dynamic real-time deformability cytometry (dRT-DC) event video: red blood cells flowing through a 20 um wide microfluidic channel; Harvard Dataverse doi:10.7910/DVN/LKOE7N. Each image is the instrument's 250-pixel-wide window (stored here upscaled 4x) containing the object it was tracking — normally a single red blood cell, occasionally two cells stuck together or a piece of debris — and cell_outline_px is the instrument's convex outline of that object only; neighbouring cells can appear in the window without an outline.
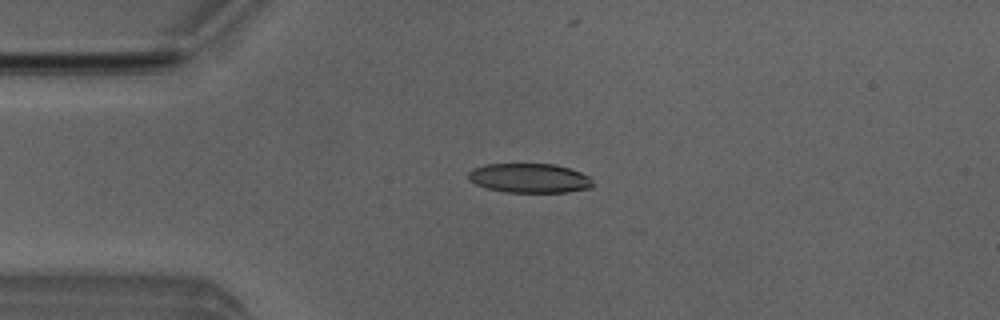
{"species": "Egyptian fruit bat (a non-hibernating species)", "species_latin": "Rousettus aegyptiacus", "temperature_condition": "room temperature", "stored_images_in_passage": 6, "camera_frame_rate_fps": 3000, "um_per_image_px": 0.085, "animal": {"sex": "male"}, "frame": {"image": 1, "passage_image": 4, "time_ms": 3.333, "image_size_px": [1000, 320], "cell_outline_px": [[592, 188], [568, 192], [504, 192], [488, 188], [476, 184], [468, 180], [468, 172], [472, 168], [484, 164], [556, 164], [580, 172], [588, 176], [592, 180]], "centroid_in_image_um": [44.99, 15.14], "position_along_channel_um": 40.0, "area_um2": 21.39}}